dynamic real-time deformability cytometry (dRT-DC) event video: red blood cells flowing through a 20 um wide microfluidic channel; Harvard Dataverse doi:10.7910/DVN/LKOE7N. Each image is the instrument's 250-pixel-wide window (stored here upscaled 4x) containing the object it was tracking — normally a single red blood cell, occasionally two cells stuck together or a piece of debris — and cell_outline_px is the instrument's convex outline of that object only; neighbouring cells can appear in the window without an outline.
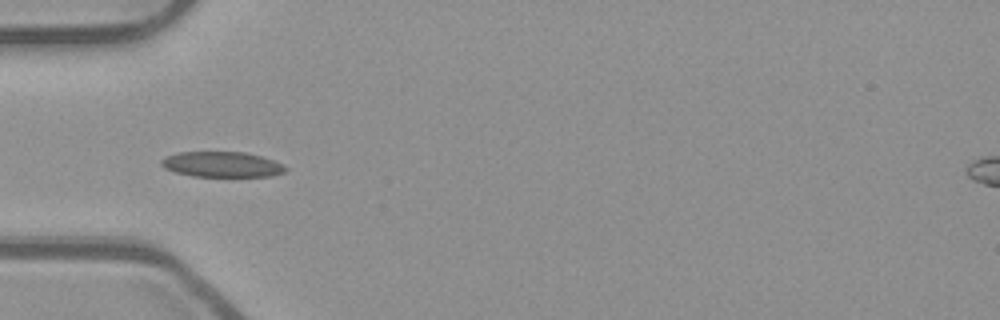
{"species": "common noctule bat (a hibernating species)", "species_latin": "Nyctalus noctula", "temperature_condition": "room temperature", "stored_images_in_passage": 6, "camera_frame_rate_fps": 3000, "um_per_image_px": 0.085, "animal": {"sex": "male", "body_mass_g": 23.1, "forearm_length_mm": 52.7}, "frame": {"image": 1, "passage_image": 2, "time_ms": 0.333, "image_size_px": [1000, 320], "cell_outline_px": [[288, 168], [284, 172], [272, 176], [192, 176], [176, 172], [164, 168], [160, 164], [160, 160], [164, 156], [176, 152], [244, 152], [260, 156], [284, 164]], "centroid_in_image_um": [18.83, 13.97], "position_along_channel_um": 66.2, "area_um2": 18.44}}